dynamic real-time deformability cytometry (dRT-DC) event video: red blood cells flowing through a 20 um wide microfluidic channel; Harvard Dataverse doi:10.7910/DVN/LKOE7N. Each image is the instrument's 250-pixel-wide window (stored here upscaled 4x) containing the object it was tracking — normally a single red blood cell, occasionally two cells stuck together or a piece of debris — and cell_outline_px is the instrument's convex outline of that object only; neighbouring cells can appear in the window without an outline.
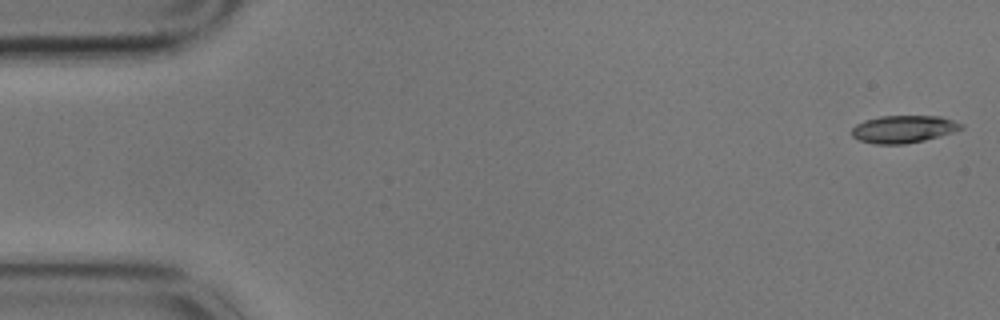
{"species": "common noctule bat (a hibernating species)", "species_latin": "Nyctalus noctula", "temperature_condition": "cold", "stored_images_in_passage": 57, "camera_frame_rate_fps": 3000, "um_per_image_px": 0.085, "animal": {"sex": "male", "body_mass_g": 17.9}, "frame": {"image": 1, "passage_image": 1, "time_ms": 0.0, "image_size_px": [1000, 320], "cell_outline_px": [[964, 128], [956, 132], [924, 140], [904, 144], [876, 144], [860, 140], [852, 136], [852, 128], [856, 124], [864, 120], [880, 116], [940, 116], [964, 124]], "centroid_in_image_um": [76.83, 10.97], "position_along_channel_um": 8.2, "area_um2": 17.57}}
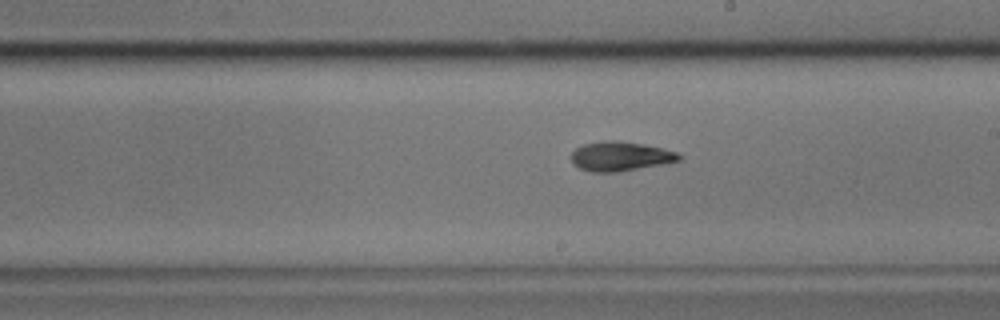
{"frame": {"image": 2, "passage_image": 32, "time_ms": 10.333, "image_size_px": [1000, 320], "cell_outline_px": [[684, 156], [680, 160], [668, 164], [620, 172], [592, 172], [580, 168], [572, 164], [572, 152], [576, 148], [584, 144], [608, 140], [616, 140], [644, 144], [676, 152]], "centroid_in_image_um": [52.77, 13.3], "position_along_channel_um": 236.2, "area_um2": 18.67}}
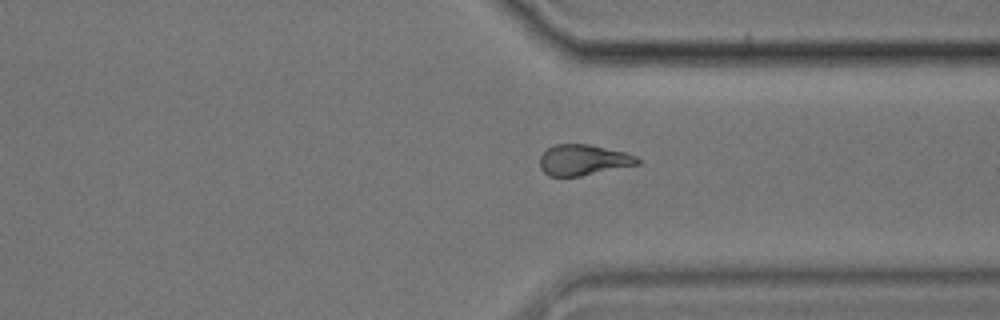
{"frame": {"image": 3, "passage_image": 43, "time_ms": 14.0, "image_size_px": [1000, 320], "cell_outline_px": [[640, 164], [580, 176], [548, 176], [540, 168], [540, 156], [548, 148], [556, 144], [588, 144], [624, 152], [636, 156], [640, 160]], "centroid_in_image_um": [49.57, 13.6], "position_along_channel_um": 361.8, "area_um2": 17.4}, "authors_computed_cell_mechanics": {"area_um2": 18.2648, "velocity_mm_per_s": 3.4294, "shape_relaxation_time_tau1_ms": 3.3999, "shape_relaxation_time_tau2_ms": 9.705, "deformation_change_tau1": 0.1295, "deformation_change_tau2": 0.1719}}